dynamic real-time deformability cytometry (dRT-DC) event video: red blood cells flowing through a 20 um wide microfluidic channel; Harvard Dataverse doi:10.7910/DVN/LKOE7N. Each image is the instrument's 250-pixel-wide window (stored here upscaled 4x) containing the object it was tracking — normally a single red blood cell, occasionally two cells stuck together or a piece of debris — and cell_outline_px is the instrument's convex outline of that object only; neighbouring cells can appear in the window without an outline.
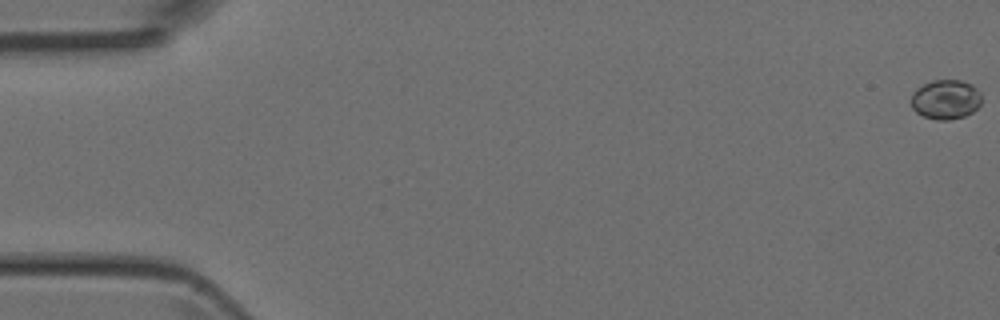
{"species": "Egyptian fruit bat (a non-hibernating species)", "species_latin": "Rousettus aegyptiacus", "temperature_condition": "room temperature", "stored_images_in_passage": 40, "camera_frame_rate_fps": 3000, "um_per_image_px": 0.085, "animal": {"sex": "female"}, "frame": {"image": 1, "passage_image": 1, "time_ms": 0.0, "image_size_px": [1000, 320], "cell_outline_px": [[980, 104], [972, 112], [964, 116], [948, 120], [936, 120], [924, 116], [916, 112], [912, 108], [912, 92], [916, 88], [932, 80], [960, 80], [972, 84], [980, 92]], "centroid_in_image_um": [80.37, 8.45], "position_along_channel_um": 4.6, "area_um2": 16.18}}
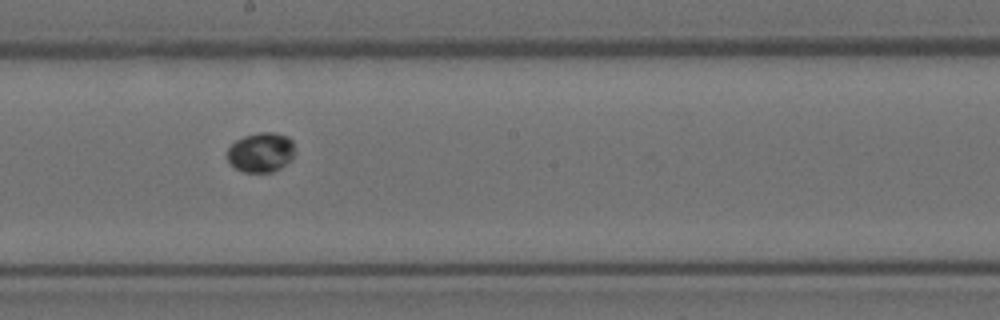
{"frame": {"image": 2, "passage_image": 27, "time_ms": 8.667, "image_size_px": [1000, 320], "cell_outline_px": [[292, 156], [280, 168], [272, 172], [244, 172], [236, 168], [228, 160], [228, 148], [236, 140], [244, 136], [260, 132], [272, 132], [288, 136], [292, 140]], "centroid_in_image_um": [22.15, 12.94], "position_along_channel_um": 226.1, "area_um2": 15.26}}
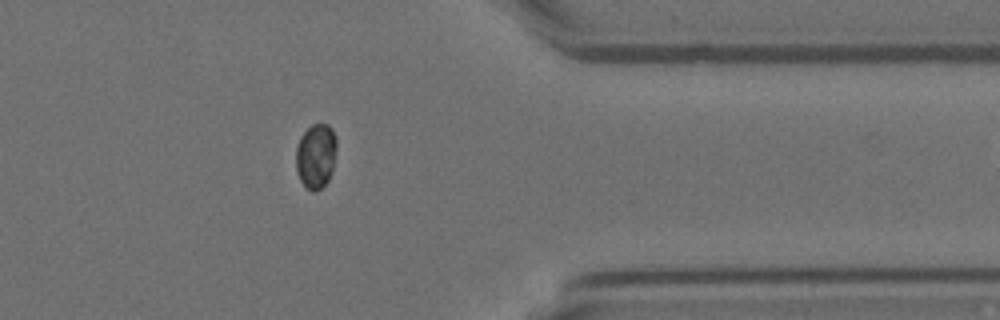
{"frame": {"image": 3, "passage_image": 39, "time_ms": 12.667, "image_size_px": [1000, 320], "cell_outline_px": [[336, 148], [332, 172], [328, 180], [316, 192], [312, 192], [300, 180], [296, 172], [296, 148], [300, 136], [312, 124], [328, 124], [332, 128], [336, 136]], "centroid_in_image_um": [26.85, 13.24], "position_along_channel_um": 384.6, "area_um2": 15.43}}